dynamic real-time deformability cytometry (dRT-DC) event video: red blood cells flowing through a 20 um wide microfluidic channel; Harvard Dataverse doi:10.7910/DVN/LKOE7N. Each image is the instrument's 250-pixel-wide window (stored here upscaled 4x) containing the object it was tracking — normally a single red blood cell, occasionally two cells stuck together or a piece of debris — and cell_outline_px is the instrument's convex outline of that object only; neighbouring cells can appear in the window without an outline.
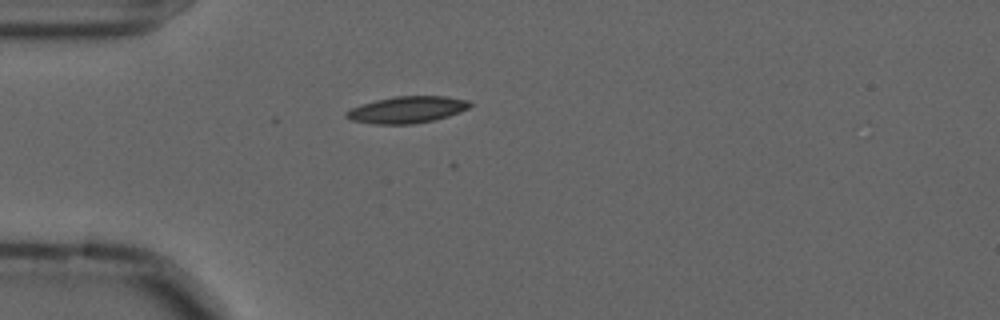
{"species": "common noctule bat (a hibernating species)", "species_latin": "Nyctalus noctula", "temperature_condition": "cold", "stored_images_in_passage": 42, "camera_frame_rate_fps": 3000, "um_per_image_px": 0.085, "animal": {"sex": "male", "forearm_length_mm": 52.5}, "frame": {"image": 1, "passage_image": 1, "time_ms": 0.0, "image_size_px": [1000, 320], "cell_outline_px": [[472, 104], [468, 108], [460, 112], [436, 120], [412, 124], [372, 124], [352, 120], [344, 116], [344, 112], [352, 108], [376, 100], [396, 96], [448, 96], [468, 100]], "centroid_in_image_um": [34.62, 9.33], "position_along_channel_um": 50.4, "area_um2": 19.25}}
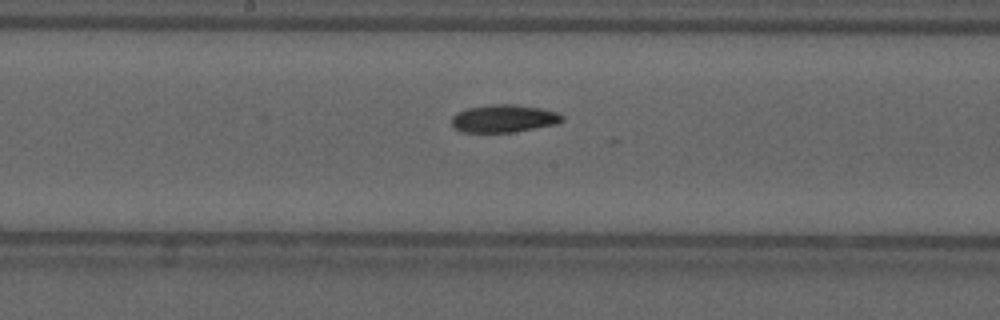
{"frame": {"image": 2, "passage_image": 15, "time_ms": 4.667, "image_size_px": [1000, 320], "cell_outline_px": [[564, 120], [556, 124], [512, 132], [464, 132], [452, 128], [452, 116], [456, 112], [468, 108], [488, 104], [516, 104], [540, 108], [556, 112], [564, 116]], "centroid_in_image_um": [42.8, 10.06], "position_along_channel_um": 205.4, "area_um2": 17.92}}
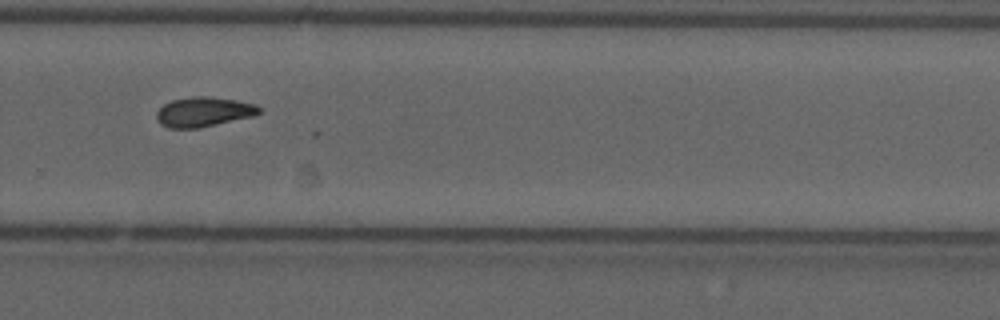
{"frame": {"image": 3, "passage_image": 24, "time_ms": 7.667, "image_size_px": [1000, 320], "cell_outline_px": [[260, 112], [252, 116], [200, 128], [168, 128], [160, 124], [156, 116], [156, 112], [164, 104], [172, 100], [192, 96], [208, 96], [236, 100], [256, 104], [260, 108]], "centroid_in_image_um": [17.29, 9.51], "position_along_channel_um": 312.5, "area_um2": 17.74}}